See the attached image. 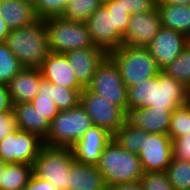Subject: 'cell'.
Segmentation results:
<instances>
[{
  "mask_svg": "<svg viewBox=\"0 0 190 190\" xmlns=\"http://www.w3.org/2000/svg\"><path fill=\"white\" fill-rule=\"evenodd\" d=\"M24 68H40L50 53L45 19L9 32L5 42Z\"/></svg>",
  "mask_w": 190,
  "mask_h": 190,
  "instance_id": "cell-1",
  "label": "cell"
},
{
  "mask_svg": "<svg viewBox=\"0 0 190 190\" xmlns=\"http://www.w3.org/2000/svg\"><path fill=\"white\" fill-rule=\"evenodd\" d=\"M107 188L140 181L144 174L138 155L130 153L112 139L96 163Z\"/></svg>",
  "mask_w": 190,
  "mask_h": 190,
  "instance_id": "cell-2",
  "label": "cell"
},
{
  "mask_svg": "<svg viewBox=\"0 0 190 190\" xmlns=\"http://www.w3.org/2000/svg\"><path fill=\"white\" fill-rule=\"evenodd\" d=\"M108 56L117 65L127 88L140 84L161 72L147 47L121 45L109 52Z\"/></svg>",
  "mask_w": 190,
  "mask_h": 190,
  "instance_id": "cell-3",
  "label": "cell"
},
{
  "mask_svg": "<svg viewBox=\"0 0 190 190\" xmlns=\"http://www.w3.org/2000/svg\"><path fill=\"white\" fill-rule=\"evenodd\" d=\"M92 126L91 118L80 104L61 110L50 122L43 144L71 148Z\"/></svg>",
  "mask_w": 190,
  "mask_h": 190,
  "instance_id": "cell-4",
  "label": "cell"
},
{
  "mask_svg": "<svg viewBox=\"0 0 190 190\" xmlns=\"http://www.w3.org/2000/svg\"><path fill=\"white\" fill-rule=\"evenodd\" d=\"M47 41L50 52H67L93 47L90 33L85 22L64 19L61 16L45 18Z\"/></svg>",
  "mask_w": 190,
  "mask_h": 190,
  "instance_id": "cell-5",
  "label": "cell"
},
{
  "mask_svg": "<svg viewBox=\"0 0 190 190\" xmlns=\"http://www.w3.org/2000/svg\"><path fill=\"white\" fill-rule=\"evenodd\" d=\"M70 147L43 145L33 163V174L50 182L56 190H68L69 171L74 162Z\"/></svg>",
  "mask_w": 190,
  "mask_h": 190,
  "instance_id": "cell-6",
  "label": "cell"
},
{
  "mask_svg": "<svg viewBox=\"0 0 190 190\" xmlns=\"http://www.w3.org/2000/svg\"><path fill=\"white\" fill-rule=\"evenodd\" d=\"M87 88L120 106L124 111L127 110V86L123 82L117 65L108 55L97 66Z\"/></svg>",
  "mask_w": 190,
  "mask_h": 190,
  "instance_id": "cell-7",
  "label": "cell"
},
{
  "mask_svg": "<svg viewBox=\"0 0 190 190\" xmlns=\"http://www.w3.org/2000/svg\"><path fill=\"white\" fill-rule=\"evenodd\" d=\"M79 104L86 110L93 125L106 129L112 135L125 123V111L120 106L87 87L80 93Z\"/></svg>",
  "mask_w": 190,
  "mask_h": 190,
  "instance_id": "cell-8",
  "label": "cell"
},
{
  "mask_svg": "<svg viewBox=\"0 0 190 190\" xmlns=\"http://www.w3.org/2000/svg\"><path fill=\"white\" fill-rule=\"evenodd\" d=\"M43 145L37 134L17 129L0 140V159L7 164L33 165Z\"/></svg>",
  "mask_w": 190,
  "mask_h": 190,
  "instance_id": "cell-9",
  "label": "cell"
},
{
  "mask_svg": "<svg viewBox=\"0 0 190 190\" xmlns=\"http://www.w3.org/2000/svg\"><path fill=\"white\" fill-rule=\"evenodd\" d=\"M85 23L93 44L103 49L107 54L123 45V36L114 26V15L103 3Z\"/></svg>",
  "mask_w": 190,
  "mask_h": 190,
  "instance_id": "cell-10",
  "label": "cell"
},
{
  "mask_svg": "<svg viewBox=\"0 0 190 190\" xmlns=\"http://www.w3.org/2000/svg\"><path fill=\"white\" fill-rule=\"evenodd\" d=\"M138 157L144 172H166L173 158L172 140L168 134L148 133Z\"/></svg>",
  "mask_w": 190,
  "mask_h": 190,
  "instance_id": "cell-11",
  "label": "cell"
},
{
  "mask_svg": "<svg viewBox=\"0 0 190 190\" xmlns=\"http://www.w3.org/2000/svg\"><path fill=\"white\" fill-rule=\"evenodd\" d=\"M161 18L157 7L151 11L130 15L123 45L147 47L161 28Z\"/></svg>",
  "mask_w": 190,
  "mask_h": 190,
  "instance_id": "cell-12",
  "label": "cell"
},
{
  "mask_svg": "<svg viewBox=\"0 0 190 190\" xmlns=\"http://www.w3.org/2000/svg\"><path fill=\"white\" fill-rule=\"evenodd\" d=\"M187 44L188 38L184 34L161 26L147 48L162 70L182 52Z\"/></svg>",
  "mask_w": 190,
  "mask_h": 190,
  "instance_id": "cell-13",
  "label": "cell"
},
{
  "mask_svg": "<svg viewBox=\"0 0 190 190\" xmlns=\"http://www.w3.org/2000/svg\"><path fill=\"white\" fill-rule=\"evenodd\" d=\"M174 110L154 107L130 108L125 111V123L147 133L168 134Z\"/></svg>",
  "mask_w": 190,
  "mask_h": 190,
  "instance_id": "cell-14",
  "label": "cell"
},
{
  "mask_svg": "<svg viewBox=\"0 0 190 190\" xmlns=\"http://www.w3.org/2000/svg\"><path fill=\"white\" fill-rule=\"evenodd\" d=\"M113 139L106 129L93 125L72 147L74 160L96 165L105 146Z\"/></svg>",
  "mask_w": 190,
  "mask_h": 190,
  "instance_id": "cell-15",
  "label": "cell"
},
{
  "mask_svg": "<svg viewBox=\"0 0 190 190\" xmlns=\"http://www.w3.org/2000/svg\"><path fill=\"white\" fill-rule=\"evenodd\" d=\"M107 55L103 49L95 45L65 53L74 76L83 88L89 85L97 66Z\"/></svg>",
  "mask_w": 190,
  "mask_h": 190,
  "instance_id": "cell-16",
  "label": "cell"
},
{
  "mask_svg": "<svg viewBox=\"0 0 190 190\" xmlns=\"http://www.w3.org/2000/svg\"><path fill=\"white\" fill-rule=\"evenodd\" d=\"M190 101V89L162 71L156 76L155 107L176 109Z\"/></svg>",
  "mask_w": 190,
  "mask_h": 190,
  "instance_id": "cell-17",
  "label": "cell"
},
{
  "mask_svg": "<svg viewBox=\"0 0 190 190\" xmlns=\"http://www.w3.org/2000/svg\"><path fill=\"white\" fill-rule=\"evenodd\" d=\"M42 77L65 88L83 89L74 76L65 54L50 52L39 68Z\"/></svg>",
  "mask_w": 190,
  "mask_h": 190,
  "instance_id": "cell-18",
  "label": "cell"
},
{
  "mask_svg": "<svg viewBox=\"0 0 190 190\" xmlns=\"http://www.w3.org/2000/svg\"><path fill=\"white\" fill-rule=\"evenodd\" d=\"M38 68H23L8 84L12 104L31 102L37 95L42 79Z\"/></svg>",
  "mask_w": 190,
  "mask_h": 190,
  "instance_id": "cell-19",
  "label": "cell"
},
{
  "mask_svg": "<svg viewBox=\"0 0 190 190\" xmlns=\"http://www.w3.org/2000/svg\"><path fill=\"white\" fill-rule=\"evenodd\" d=\"M0 17L10 30L26 27L39 19L34 5L23 0H0Z\"/></svg>",
  "mask_w": 190,
  "mask_h": 190,
  "instance_id": "cell-20",
  "label": "cell"
},
{
  "mask_svg": "<svg viewBox=\"0 0 190 190\" xmlns=\"http://www.w3.org/2000/svg\"><path fill=\"white\" fill-rule=\"evenodd\" d=\"M68 190H108L95 165L74 161L69 171Z\"/></svg>",
  "mask_w": 190,
  "mask_h": 190,
  "instance_id": "cell-21",
  "label": "cell"
},
{
  "mask_svg": "<svg viewBox=\"0 0 190 190\" xmlns=\"http://www.w3.org/2000/svg\"><path fill=\"white\" fill-rule=\"evenodd\" d=\"M13 112L19 130L32 132L44 139L50 122L35 110L31 102L13 104Z\"/></svg>",
  "mask_w": 190,
  "mask_h": 190,
  "instance_id": "cell-22",
  "label": "cell"
},
{
  "mask_svg": "<svg viewBox=\"0 0 190 190\" xmlns=\"http://www.w3.org/2000/svg\"><path fill=\"white\" fill-rule=\"evenodd\" d=\"M161 25L176 30L186 37L190 35V5L156 3Z\"/></svg>",
  "mask_w": 190,
  "mask_h": 190,
  "instance_id": "cell-23",
  "label": "cell"
},
{
  "mask_svg": "<svg viewBox=\"0 0 190 190\" xmlns=\"http://www.w3.org/2000/svg\"><path fill=\"white\" fill-rule=\"evenodd\" d=\"M32 174V165L26 163H8L0 175V190L25 189Z\"/></svg>",
  "mask_w": 190,
  "mask_h": 190,
  "instance_id": "cell-24",
  "label": "cell"
},
{
  "mask_svg": "<svg viewBox=\"0 0 190 190\" xmlns=\"http://www.w3.org/2000/svg\"><path fill=\"white\" fill-rule=\"evenodd\" d=\"M156 76L127 88V109L155 107Z\"/></svg>",
  "mask_w": 190,
  "mask_h": 190,
  "instance_id": "cell-25",
  "label": "cell"
},
{
  "mask_svg": "<svg viewBox=\"0 0 190 190\" xmlns=\"http://www.w3.org/2000/svg\"><path fill=\"white\" fill-rule=\"evenodd\" d=\"M147 132L124 123L114 134L113 139L130 153L138 155L143 148Z\"/></svg>",
  "mask_w": 190,
  "mask_h": 190,
  "instance_id": "cell-26",
  "label": "cell"
},
{
  "mask_svg": "<svg viewBox=\"0 0 190 190\" xmlns=\"http://www.w3.org/2000/svg\"><path fill=\"white\" fill-rule=\"evenodd\" d=\"M161 71L190 89V45L187 44L182 52Z\"/></svg>",
  "mask_w": 190,
  "mask_h": 190,
  "instance_id": "cell-27",
  "label": "cell"
},
{
  "mask_svg": "<svg viewBox=\"0 0 190 190\" xmlns=\"http://www.w3.org/2000/svg\"><path fill=\"white\" fill-rule=\"evenodd\" d=\"M102 3L101 0H68L61 17L71 21L85 22Z\"/></svg>",
  "mask_w": 190,
  "mask_h": 190,
  "instance_id": "cell-28",
  "label": "cell"
},
{
  "mask_svg": "<svg viewBox=\"0 0 190 190\" xmlns=\"http://www.w3.org/2000/svg\"><path fill=\"white\" fill-rule=\"evenodd\" d=\"M35 110L49 122L59 113V109L52 100L51 82L42 78L36 97L31 101Z\"/></svg>",
  "mask_w": 190,
  "mask_h": 190,
  "instance_id": "cell-29",
  "label": "cell"
},
{
  "mask_svg": "<svg viewBox=\"0 0 190 190\" xmlns=\"http://www.w3.org/2000/svg\"><path fill=\"white\" fill-rule=\"evenodd\" d=\"M24 67L5 43H0V84L7 85Z\"/></svg>",
  "mask_w": 190,
  "mask_h": 190,
  "instance_id": "cell-30",
  "label": "cell"
},
{
  "mask_svg": "<svg viewBox=\"0 0 190 190\" xmlns=\"http://www.w3.org/2000/svg\"><path fill=\"white\" fill-rule=\"evenodd\" d=\"M166 174L174 190H190V162L172 158Z\"/></svg>",
  "mask_w": 190,
  "mask_h": 190,
  "instance_id": "cell-31",
  "label": "cell"
},
{
  "mask_svg": "<svg viewBox=\"0 0 190 190\" xmlns=\"http://www.w3.org/2000/svg\"><path fill=\"white\" fill-rule=\"evenodd\" d=\"M190 131V101L176 108L171 116L168 136L176 139Z\"/></svg>",
  "mask_w": 190,
  "mask_h": 190,
  "instance_id": "cell-32",
  "label": "cell"
},
{
  "mask_svg": "<svg viewBox=\"0 0 190 190\" xmlns=\"http://www.w3.org/2000/svg\"><path fill=\"white\" fill-rule=\"evenodd\" d=\"M81 91L82 89L65 88L51 84L52 100L60 111L77 106L80 102Z\"/></svg>",
  "mask_w": 190,
  "mask_h": 190,
  "instance_id": "cell-33",
  "label": "cell"
},
{
  "mask_svg": "<svg viewBox=\"0 0 190 190\" xmlns=\"http://www.w3.org/2000/svg\"><path fill=\"white\" fill-rule=\"evenodd\" d=\"M140 183L143 190H174L166 172H144Z\"/></svg>",
  "mask_w": 190,
  "mask_h": 190,
  "instance_id": "cell-34",
  "label": "cell"
},
{
  "mask_svg": "<svg viewBox=\"0 0 190 190\" xmlns=\"http://www.w3.org/2000/svg\"><path fill=\"white\" fill-rule=\"evenodd\" d=\"M68 0H37L35 12L38 18L61 16Z\"/></svg>",
  "mask_w": 190,
  "mask_h": 190,
  "instance_id": "cell-35",
  "label": "cell"
},
{
  "mask_svg": "<svg viewBox=\"0 0 190 190\" xmlns=\"http://www.w3.org/2000/svg\"><path fill=\"white\" fill-rule=\"evenodd\" d=\"M156 3L157 0H117V5L130 15L151 11Z\"/></svg>",
  "mask_w": 190,
  "mask_h": 190,
  "instance_id": "cell-36",
  "label": "cell"
},
{
  "mask_svg": "<svg viewBox=\"0 0 190 190\" xmlns=\"http://www.w3.org/2000/svg\"><path fill=\"white\" fill-rule=\"evenodd\" d=\"M103 4L108 8L111 14L114 15L115 28L124 36L127 29L130 14L126 13L120 6L117 5V0H106Z\"/></svg>",
  "mask_w": 190,
  "mask_h": 190,
  "instance_id": "cell-37",
  "label": "cell"
},
{
  "mask_svg": "<svg viewBox=\"0 0 190 190\" xmlns=\"http://www.w3.org/2000/svg\"><path fill=\"white\" fill-rule=\"evenodd\" d=\"M173 158L190 162V131L173 139Z\"/></svg>",
  "mask_w": 190,
  "mask_h": 190,
  "instance_id": "cell-38",
  "label": "cell"
},
{
  "mask_svg": "<svg viewBox=\"0 0 190 190\" xmlns=\"http://www.w3.org/2000/svg\"><path fill=\"white\" fill-rule=\"evenodd\" d=\"M17 129L13 108L0 112V140H3L8 134L15 132Z\"/></svg>",
  "mask_w": 190,
  "mask_h": 190,
  "instance_id": "cell-39",
  "label": "cell"
},
{
  "mask_svg": "<svg viewBox=\"0 0 190 190\" xmlns=\"http://www.w3.org/2000/svg\"><path fill=\"white\" fill-rule=\"evenodd\" d=\"M26 190H56L55 186L50 182L36 177L32 174L30 181L25 187Z\"/></svg>",
  "mask_w": 190,
  "mask_h": 190,
  "instance_id": "cell-40",
  "label": "cell"
},
{
  "mask_svg": "<svg viewBox=\"0 0 190 190\" xmlns=\"http://www.w3.org/2000/svg\"><path fill=\"white\" fill-rule=\"evenodd\" d=\"M13 104L10 98L8 87L5 84H0V112L10 110Z\"/></svg>",
  "mask_w": 190,
  "mask_h": 190,
  "instance_id": "cell-41",
  "label": "cell"
},
{
  "mask_svg": "<svg viewBox=\"0 0 190 190\" xmlns=\"http://www.w3.org/2000/svg\"><path fill=\"white\" fill-rule=\"evenodd\" d=\"M108 190H143L140 181L111 186Z\"/></svg>",
  "mask_w": 190,
  "mask_h": 190,
  "instance_id": "cell-42",
  "label": "cell"
},
{
  "mask_svg": "<svg viewBox=\"0 0 190 190\" xmlns=\"http://www.w3.org/2000/svg\"><path fill=\"white\" fill-rule=\"evenodd\" d=\"M11 30L0 17V43H4Z\"/></svg>",
  "mask_w": 190,
  "mask_h": 190,
  "instance_id": "cell-43",
  "label": "cell"
},
{
  "mask_svg": "<svg viewBox=\"0 0 190 190\" xmlns=\"http://www.w3.org/2000/svg\"><path fill=\"white\" fill-rule=\"evenodd\" d=\"M157 3H169L176 5H190V0H157Z\"/></svg>",
  "mask_w": 190,
  "mask_h": 190,
  "instance_id": "cell-44",
  "label": "cell"
},
{
  "mask_svg": "<svg viewBox=\"0 0 190 190\" xmlns=\"http://www.w3.org/2000/svg\"><path fill=\"white\" fill-rule=\"evenodd\" d=\"M6 164H7V163L3 162V161L0 159V175H1L2 172L4 171ZM0 184H1V181H0Z\"/></svg>",
  "mask_w": 190,
  "mask_h": 190,
  "instance_id": "cell-45",
  "label": "cell"
},
{
  "mask_svg": "<svg viewBox=\"0 0 190 190\" xmlns=\"http://www.w3.org/2000/svg\"><path fill=\"white\" fill-rule=\"evenodd\" d=\"M23 1H27L30 2L32 5H35L37 0H23Z\"/></svg>",
  "mask_w": 190,
  "mask_h": 190,
  "instance_id": "cell-46",
  "label": "cell"
},
{
  "mask_svg": "<svg viewBox=\"0 0 190 190\" xmlns=\"http://www.w3.org/2000/svg\"><path fill=\"white\" fill-rule=\"evenodd\" d=\"M187 38H188V44L190 45V35Z\"/></svg>",
  "mask_w": 190,
  "mask_h": 190,
  "instance_id": "cell-47",
  "label": "cell"
}]
</instances>
